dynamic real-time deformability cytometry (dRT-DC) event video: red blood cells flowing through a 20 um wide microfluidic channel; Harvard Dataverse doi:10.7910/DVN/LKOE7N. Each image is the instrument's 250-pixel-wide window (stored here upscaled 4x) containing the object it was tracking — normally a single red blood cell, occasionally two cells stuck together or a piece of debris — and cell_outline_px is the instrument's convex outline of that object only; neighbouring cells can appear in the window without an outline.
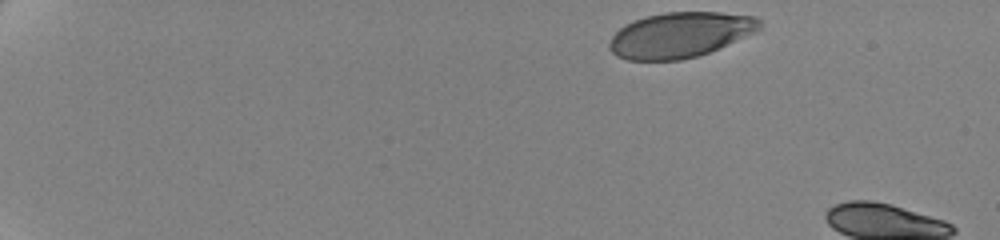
{"species": "human", "species_latin": "Homo sapiens", "temperature_condition": "cold", "stored_images_in_passage": 5, "camera_frame_rate_fps": 3000, "um_per_image_px": 0.085, "donor": {"sex": "female"}, "frame": {"image": 1, "passage_image": 1, "time_ms": 0.0, "image_size_px": [1000, 240], "cell_outline_px": [[764, 28], [756, 32], [720, 48], [696, 56], [680, 60], [628, 60], [616, 56], [608, 48], [608, 44], [612, 36], [624, 24], [644, 16], [664, 12], [720, 12], [756, 16], [760, 20]], "centroid_in_image_um": [57.83, 2.96], "position_along_channel_um": 27.2, "area_um2": 40.06}}